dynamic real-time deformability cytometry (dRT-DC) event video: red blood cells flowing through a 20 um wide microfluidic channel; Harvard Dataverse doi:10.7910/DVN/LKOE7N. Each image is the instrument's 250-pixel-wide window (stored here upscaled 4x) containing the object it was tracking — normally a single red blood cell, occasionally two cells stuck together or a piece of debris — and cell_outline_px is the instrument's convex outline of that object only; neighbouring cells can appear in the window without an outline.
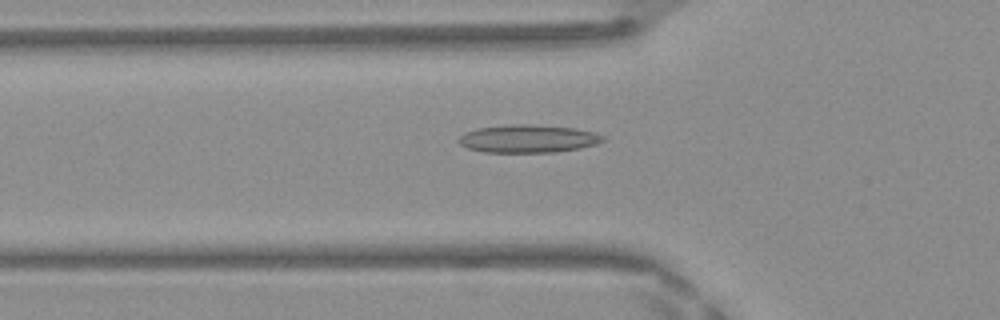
{"species": "Egyptian fruit bat (a non-hibernating species)", "species_latin": "Rousettus aegyptiacus", "temperature_condition": "warm", "stored_images_in_passage": 48, "camera_frame_rate_fps": 3000, "um_per_image_px": 0.085, "frame": {"image": 1, "passage_image": 16, "time_ms": 5.0, "image_size_px": [1000, 320], "cell_outline_px": [[604, 140], [596, 144], [580, 148], [556, 152], [484, 152], [468, 148], [460, 144], [456, 140], [464, 132], [476, 128], [508, 124], [532, 124], [576, 128], [596, 132], [604, 136]], "centroid_in_image_um": [44.88, 11.78], "position_along_channel_um": 80.9, "area_um2": 23.7}}
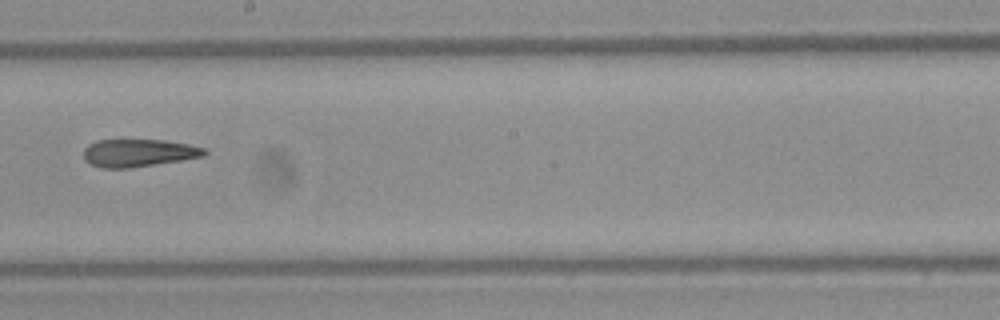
{"frame": {"image": 2, "passage_image": 27, "time_ms": 8.667, "image_size_px": [1000, 320], "cell_outline_px": [[208, 152], [204, 156], [180, 160], [128, 168], [100, 168], [88, 164], [84, 160], [84, 148], [88, 144], [100, 140], [164, 140], [188, 144], [204, 148]], "centroid_in_image_um": [11.73, 13.0], "position_along_channel_um": 236.5, "area_um2": 19.42}}
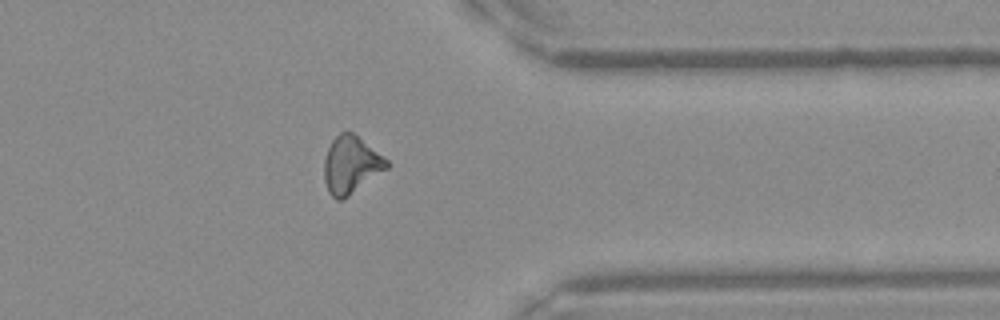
{"frame": {"image": 3, "passage_image": 38, "time_ms": 12.333, "image_size_px": [1000, 320], "cell_outline_px": [[392, 164], [388, 168], [344, 200], [336, 200], [328, 192], [324, 180], [324, 160], [328, 148], [332, 140], [340, 132], [352, 132], [388, 160]], "centroid_in_image_um": [29.83, 14.05], "position_along_channel_um": 381.6, "area_um2": 20.98}, "authors_computed_cell_mechanics": {"area_um2": 20.9814, "velocity_mm_per_s": 4.204, "shape_relaxation_time_tau1_ms": null, "shape_relaxation_time_tau2_ms": 3.324, "deformation_change_tau1": null, "deformation_change_tau2": 0.1356}}